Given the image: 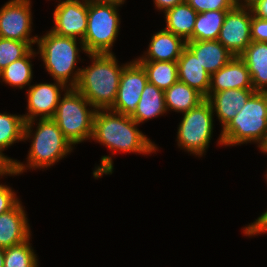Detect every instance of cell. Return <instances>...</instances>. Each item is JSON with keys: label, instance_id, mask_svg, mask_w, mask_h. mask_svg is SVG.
<instances>
[{"label": "cell", "instance_id": "1", "mask_svg": "<svg viewBox=\"0 0 267 267\" xmlns=\"http://www.w3.org/2000/svg\"><path fill=\"white\" fill-rule=\"evenodd\" d=\"M139 124L130 116L110 109H97L93 119L91 139L112 151L151 154L158 147L138 128Z\"/></svg>", "mask_w": 267, "mask_h": 267}, {"label": "cell", "instance_id": "2", "mask_svg": "<svg viewBox=\"0 0 267 267\" xmlns=\"http://www.w3.org/2000/svg\"><path fill=\"white\" fill-rule=\"evenodd\" d=\"M35 121L37 120L26 121L24 125L23 139L32 140L27 164L16 160L10 167V176H17L28 169L51 167L74 149L52 118L39 119L33 133L32 127L34 128Z\"/></svg>", "mask_w": 267, "mask_h": 267}, {"label": "cell", "instance_id": "3", "mask_svg": "<svg viewBox=\"0 0 267 267\" xmlns=\"http://www.w3.org/2000/svg\"><path fill=\"white\" fill-rule=\"evenodd\" d=\"M91 65L81 68L75 87L97 109H110L117 97L124 65H119L114 53L87 54Z\"/></svg>", "mask_w": 267, "mask_h": 267}, {"label": "cell", "instance_id": "4", "mask_svg": "<svg viewBox=\"0 0 267 267\" xmlns=\"http://www.w3.org/2000/svg\"><path fill=\"white\" fill-rule=\"evenodd\" d=\"M77 44H80L81 49ZM37 45V53L54 81L75 88L81 73V68L75 69L80 59L79 52L82 50L86 53L83 42L73 37L57 35L50 30L37 38Z\"/></svg>", "mask_w": 267, "mask_h": 267}, {"label": "cell", "instance_id": "5", "mask_svg": "<svg viewBox=\"0 0 267 267\" xmlns=\"http://www.w3.org/2000/svg\"><path fill=\"white\" fill-rule=\"evenodd\" d=\"M255 142L267 144V92L255 91L245 106L221 130L218 145L235 146Z\"/></svg>", "mask_w": 267, "mask_h": 267}, {"label": "cell", "instance_id": "6", "mask_svg": "<svg viewBox=\"0 0 267 267\" xmlns=\"http://www.w3.org/2000/svg\"><path fill=\"white\" fill-rule=\"evenodd\" d=\"M63 96L52 119L75 147L76 144L91 139L96 109L76 88H68Z\"/></svg>", "mask_w": 267, "mask_h": 267}, {"label": "cell", "instance_id": "7", "mask_svg": "<svg viewBox=\"0 0 267 267\" xmlns=\"http://www.w3.org/2000/svg\"><path fill=\"white\" fill-rule=\"evenodd\" d=\"M116 3L88 0V25L83 39L86 54L112 53L118 37L120 17Z\"/></svg>", "mask_w": 267, "mask_h": 267}, {"label": "cell", "instance_id": "8", "mask_svg": "<svg viewBox=\"0 0 267 267\" xmlns=\"http://www.w3.org/2000/svg\"><path fill=\"white\" fill-rule=\"evenodd\" d=\"M213 110L210 102L205 99L199 105L182 113L178 125L177 145L190 154L202 157L209 147L213 134Z\"/></svg>", "mask_w": 267, "mask_h": 267}, {"label": "cell", "instance_id": "9", "mask_svg": "<svg viewBox=\"0 0 267 267\" xmlns=\"http://www.w3.org/2000/svg\"><path fill=\"white\" fill-rule=\"evenodd\" d=\"M251 21L252 12L245 3L227 11L217 40L233 56H239L251 43Z\"/></svg>", "mask_w": 267, "mask_h": 267}, {"label": "cell", "instance_id": "10", "mask_svg": "<svg viewBox=\"0 0 267 267\" xmlns=\"http://www.w3.org/2000/svg\"><path fill=\"white\" fill-rule=\"evenodd\" d=\"M30 0H10L0 8V37L27 42L31 47L38 36L32 32V12Z\"/></svg>", "mask_w": 267, "mask_h": 267}, {"label": "cell", "instance_id": "11", "mask_svg": "<svg viewBox=\"0 0 267 267\" xmlns=\"http://www.w3.org/2000/svg\"><path fill=\"white\" fill-rule=\"evenodd\" d=\"M147 82L146 71L136 59L130 61V63H125L120 77L117 97L110 110L131 116L136 110Z\"/></svg>", "mask_w": 267, "mask_h": 267}, {"label": "cell", "instance_id": "12", "mask_svg": "<svg viewBox=\"0 0 267 267\" xmlns=\"http://www.w3.org/2000/svg\"><path fill=\"white\" fill-rule=\"evenodd\" d=\"M57 35L83 41L88 25V0H61L53 13Z\"/></svg>", "mask_w": 267, "mask_h": 267}, {"label": "cell", "instance_id": "13", "mask_svg": "<svg viewBox=\"0 0 267 267\" xmlns=\"http://www.w3.org/2000/svg\"><path fill=\"white\" fill-rule=\"evenodd\" d=\"M28 88L26 93L28 113L23 114L25 122L53 118L61 98V92L68 89L65 84L59 81H55V83H36Z\"/></svg>", "mask_w": 267, "mask_h": 267}, {"label": "cell", "instance_id": "14", "mask_svg": "<svg viewBox=\"0 0 267 267\" xmlns=\"http://www.w3.org/2000/svg\"><path fill=\"white\" fill-rule=\"evenodd\" d=\"M21 201L11 210L0 214V247L8 248L31 237L27 214Z\"/></svg>", "mask_w": 267, "mask_h": 267}, {"label": "cell", "instance_id": "15", "mask_svg": "<svg viewBox=\"0 0 267 267\" xmlns=\"http://www.w3.org/2000/svg\"><path fill=\"white\" fill-rule=\"evenodd\" d=\"M227 89H254L249 69L239 56H234L225 66L211 75L209 92Z\"/></svg>", "mask_w": 267, "mask_h": 267}, {"label": "cell", "instance_id": "16", "mask_svg": "<svg viewBox=\"0 0 267 267\" xmlns=\"http://www.w3.org/2000/svg\"><path fill=\"white\" fill-rule=\"evenodd\" d=\"M254 92V89H227L220 92H209L206 99L210 102L213 112H216L222 129L242 110Z\"/></svg>", "mask_w": 267, "mask_h": 267}, {"label": "cell", "instance_id": "17", "mask_svg": "<svg viewBox=\"0 0 267 267\" xmlns=\"http://www.w3.org/2000/svg\"><path fill=\"white\" fill-rule=\"evenodd\" d=\"M186 42L165 29L152 35L148 50L137 61H170L177 62Z\"/></svg>", "mask_w": 267, "mask_h": 267}, {"label": "cell", "instance_id": "18", "mask_svg": "<svg viewBox=\"0 0 267 267\" xmlns=\"http://www.w3.org/2000/svg\"><path fill=\"white\" fill-rule=\"evenodd\" d=\"M177 66L178 81L186 83L207 98L211 75L187 47L183 49L180 58L177 60Z\"/></svg>", "mask_w": 267, "mask_h": 267}, {"label": "cell", "instance_id": "19", "mask_svg": "<svg viewBox=\"0 0 267 267\" xmlns=\"http://www.w3.org/2000/svg\"><path fill=\"white\" fill-rule=\"evenodd\" d=\"M186 47L197 57L210 75L234 57L218 40L188 41Z\"/></svg>", "mask_w": 267, "mask_h": 267}, {"label": "cell", "instance_id": "20", "mask_svg": "<svg viewBox=\"0 0 267 267\" xmlns=\"http://www.w3.org/2000/svg\"><path fill=\"white\" fill-rule=\"evenodd\" d=\"M239 57L249 69L254 90L267 92V43L251 41Z\"/></svg>", "mask_w": 267, "mask_h": 267}, {"label": "cell", "instance_id": "21", "mask_svg": "<svg viewBox=\"0 0 267 267\" xmlns=\"http://www.w3.org/2000/svg\"><path fill=\"white\" fill-rule=\"evenodd\" d=\"M168 112L165 105L164 91L147 82L135 112L130 116L138 124L154 119Z\"/></svg>", "mask_w": 267, "mask_h": 267}, {"label": "cell", "instance_id": "22", "mask_svg": "<svg viewBox=\"0 0 267 267\" xmlns=\"http://www.w3.org/2000/svg\"><path fill=\"white\" fill-rule=\"evenodd\" d=\"M165 30L182 38L185 42L191 41L197 12L184 1L165 12Z\"/></svg>", "mask_w": 267, "mask_h": 267}, {"label": "cell", "instance_id": "23", "mask_svg": "<svg viewBox=\"0 0 267 267\" xmlns=\"http://www.w3.org/2000/svg\"><path fill=\"white\" fill-rule=\"evenodd\" d=\"M164 95L166 109L179 113L188 112L206 99L198 91L180 81L166 89Z\"/></svg>", "mask_w": 267, "mask_h": 267}, {"label": "cell", "instance_id": "24", "mask_svg": "<svg viewBox=\"0 0 267 267\" xmlns=\"http://www.w3.org/2000/svg\"><path fill=\"white\" fill-rule=\"evenodd\" d=\"M24 117L23 115L0 113V158L11 167L15 163L10 157L2 153L14 143L24 141Z\"/></svg>", "mask_w": 267, "mask_h": 267}, {"label": "cell", "instance_id": "25", "mask_svg": "<svg viewBox=\"0 0 267 267\" xmlns=\"http://www.w3.org/2000/svg\"><path fill=\"white\" fill-rule=\"evenodd\" d=\"M36 54L38 53L32 48L24 57L6 66L0 72L2 81L20 89H23L26 85L30 86L33 78L31 58L35 57Z\"/></svg>", "mask_w": 267, "mask_h": 267}, {"label": "cell", "instance_id": "26", "mask_svg": "<svg viewBox=\"0 0 267 267\" xmlns=\"http://www.w3.org/2000/svg\"><path fill=\"white\" fill-rule=\"evenodd\" d=\"M229 10H217L198 13L191 41L217 40Z\"/></svg>", "mask_w": 267, "mask_h": 267}, {"label": "cell", "instance_id": "27", "mask_svg": "<svg viewBox=\"0 0 267 267\" xmlns=\"http://www.w3.org/2000/svg\"><path fill=\"white\" fill-rule=\"evenodd\" d=\"M146 71L148 82L165 91L178 81L177 62L138 61Z\"/></svg>", "mask_w": 267, "mask_h": 267}, {"label": "cell", "instance_id": "28", "mask_svg": "<svg viewBox=\"0 0 267 267\" xmlns=\"http://www.w3.org/2000/svg\"><path fill=\"white\" fill-rule=\"evenodd\" d=\"M30 239L4 249V267H39Z\"/></svg>", "mask_w": 267, "mask_h": 267}, {"label": "cell", "instance_id": "29", "mask_svg": "<svg viewBox=\"0 0 267 267\" xmlns=\"http://www.w3.org/2000/svg\"><path fill=\"white\" fill-rule=\"evenodd\" d=\"M31 49L27 42L0 37V72L15 60L24 57Z\"/></svg>", "mask_w": 267, "mask_h": 267}, {"label": "cell", "instance_id": "30", "mask_svg": "<svg viewBox=\"0 0 267 267\" xmlns=\"http://www.w3.org/2000/svg\"><path fill=\"white\" fill-rule=\"evenodd\" d=\"M197 13L231 10L239 0H185Z\"/></svg>", "mask_w": 267, "mask_h": 267}, {"label": "cell", "instance_id": "31", "mask_svg": "<svg viewBox=\"0 0 267 267\" xmlns=\"http://www.w3.org/2000/svg\"><path fill=\"white\" fill-rule=\"evenodd\" d=\"M18 202L19 199L13 189L5 184H0V214L11 210Z\"/></svg>", "mask_w": 267, "mask_h": 267}, {"label": "cell", "instance_id": "32", "mask_svg": "<svg viewBox=\"0 0 267 267\" xmlns=\"http://www.w3.org/2000/svg\"><path fill=\"white\" fill-rule=\"evenodd\" d=\"M251 39L256 42L267 43V20L252 15Z\"/></svg>", "mask_w": 267, "mask_h": 267}, {"label": "cell", "instance_id": "33", "mask_svg": "<svg viewBox=\"0 0 267 267\" xmlns=\"http://www.w3.org/2000/svg\"><path fill=\"white\" fill-rule=\"evenodd\" d=\"M245 236L259 235L267 233V210L262 213L253 223L243 228Z\"/></svg>", "mask_w": 267, "mask_h": 267}, {"label": "cell", "instance_id": "34", "mask_svg": "<svg viewBox=\"0 0 267 267\" xmlns=\"http://www.w3.org/2000/svg\"><path fill=\"white\" fill-rule=\"evenodd\" d=\"M247 5L253 16L267 20V0H251Z\"/></svg>", "mask_w": 267, "mask_h": 267}, {"label": "cell", "instance_id": "35", "mask_svg": "<svg viewBox=\"0 0 267 267\" xmlns=\"http://www.w3.org/2000/svg\"><path fill=\"white\" fill-rule=\"evenodd\" d=\"M155 8L159 11H166L170 8L175 7L178 4L183 3L185 0H153Z\"/></svg>", "mask_w": 267, "mask_h": 267}, {"label": "cell", "instance_id": "36", "mask_svg": "<svg viewBox=\"0 0 267 267\" xmlns=\"http://www.w3.org/2000/svg\"><path fill=\"white\" fill-rule=\"evenodd\" d=\"M10 175V167L0 158V177Z\"/></svg>", "mask_w": 267, "mask_h": 267}, {"label": "cell", "instance_id": "37", "mask_svg": "<svg viewBox=\"0 0 267 267\" xmlns=\"http://www.w3.org/2000/svg\"><path fill=\"white\" fill-rule=\"evenodd\" d=\"M95 1H98V2H107V3H116V4H119V5H122V4H124V2L126 0H95Z\"/></svg>", "mask_w": 267, "mask_h": 267}, {"label": "cell", "instance_id": "38", "mask_svg": "<svg viewBox=\"0 0 267 267\" xmlns=\"http://www.w3.org/2000/svg\"><path fill=\"white\" fill-rule=\"evenodd\" d=\"M0 267H4V248L0 247Z\"/></svg>", "mask_w": 267, "mask_h": 267}, {"label": "cell", "instance_id": "39", "mask_svg": "<svg viewBox=\"0 0 267 267\" xmlns=\"http://www.w3.org/2000/svg\"><path fill=\"white\" fill-rule=\"evenodd\" d=\"M261 152L267 154V144L264 146V148L261 150Z\"/></svg>", "mask_w": 267, "mask_h": 267}, {"label": "cell", "instance_id": "40", "mask_svg": "<svg viewBox=\"0 0 267 267\" xmlns=\"http://www.w3.org/2000/svg\"><path fill=\"white\" fill-rule=\"evenodd\" d=\"M242 3L248 4L251 0H239Z\"/></svg>", "mask_w": 267, "mask_h": 267}]
</instances>
